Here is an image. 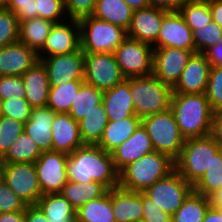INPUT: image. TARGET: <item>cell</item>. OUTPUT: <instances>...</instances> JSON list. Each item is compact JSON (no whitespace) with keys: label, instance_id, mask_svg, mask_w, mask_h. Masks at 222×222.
I'll return each mask as SVG.
<instances>
[{"label":"cell","instance_id":"cell-41","mask_svg":"<svg viewBox=\"0 0 222 222\" xmlns=\"http://www.w3.org/2000/svg\"><path fill=\"white\" fill-rule=\"evenodd\" d=\"M23 122L1 116L0 122V158L8 151L11 144L24 132Z\"/></svg>","mask_w":222,"mask_h":222},{"label":"cell","instance_id":"cell-14","mask_svg":"<svg viewBox=\"0 0 222 222\" xmlns=\"http://www.w3.org/2000/svg\"><path fill=\"white\" fill-rule=\"evenodd\" d=\"M193 54V51L181 48H153L152 75L173 88Z\"/></svg>","mask_w":222,"mask_h":222},{"label":"cell","instance_id":"cell-17","mask_svg":"<svg viewBox=\"0 0 222 222\" xmlns=\"http://www.w3.org/2000/svg\"><path fill=\"white\" fill-rule=\"evenodd\" d=\"M210 68V63L202 53H194L172 88L173 93L205 94Z\"/></svg>","mask_w":222,"mask_h":222},{"label":"cell","instance_id":"cell-20","mask_svg":"<svg viewBox=\"0 0 222 222\" xmlns=\"http://www.w3.org/2000/svg\"><path fill=\"white\" fill-rule=\"evenodd\" d=\"M52 151L71 154L84 145L78 122L68 113H55L52 124Z\"/></svg>","mask_w":222,"mask_h":222},{"label":"cell","instance_id":"cell-58","mask_svg":"<svg viewBox=\"0 0 222 222\" xmlns=\"http://www.w3.org/2000/svg\"><path fill=\"white\" fill-rule=\"evenodd\" d=\"M133 11L149 7L148 0H124Z\"/></svg>","mask_w":222,"mask_h":222},{"label":"cell","instance_id":"cell-22","mask_svg":"<svg viewBox=\"0 0 222 222\" xmlns=\"http://www.w3.org/2000/svg\"><path fill=\"white\" fill-rule=\"evenodd\" d=\"M55 112L49 107L32 108L29 120L24 124V133L38 146L41 152L52 151V124Z\"/></svg>","mask_w":222,"mask_h":222},{"label":"cell","instance_id":"cell-57","mask_svg":"<svg viewBox=\"0 0 222 222\" xmlns=\"http://www.w3.org/2000/svg\"><path fill=\"white\" fill-rule=\"evenodd\" d=\"M210 207H222V188L215 191L209 197Z\"/></svg>","mask_w":222,"mask_h":222},{"label":"cell","instance_id":"cell-39","mask_svg":"<svg viewBox=\"0 0 222 222\" xmlns=\"http://www.w3.org/2000/svg\"><path fill=\"white\" fill-rule=\"evenodd\" d=\"M19 25L13 11L0 8V48L18 42Z\"/></svg>","mask_w":222,"mask_h":222},{"label":"cell","instance_id":"cell-31","mask_svg":"<svg viewBox=\"0 0 222 222\" xmlns=\"http://www.w3.org/2000/svg\"><path fill=\"white\" fill-rule=\"evenodd\" d=\"M109 119L103 102L95 106L87 116L78 121L80 136L84 144L97 145Z\"/></svg>","mask_w":222,"mask_h":222},{"label":"cell","instance_id":"cell-13","mask_svg":"<svg viewBox=\"0 0 222 222\" xmlns=\"http://www.w3.org/2000/svg\"><path fill=\"white\" fill-rule=\"evenodd\" d=\"M39 60L45 66L50 86H59L69 81H84V52L81 48L75 52Z\"/></svg>","mask_w":222,"mask_h":222},{"label":"cell","instance_id":"cell-55","mask_svg":"<svg viewBox=\"0 0 222 222\" xmlns=\"http://www.w3.org/2000/svg\"><path fill=\"white\" fill-rule=\"evenodd\" d=\"M0 222H25V210L0 212Z\"/></svg>","mask_w":222,"mask_h":222},{"label":"cell","instance_id":"cell-42","mask_svg":"<svg viewBox=\"0 0 222 222\" xmlns=\"http://www.w3.org/2000/svg\"><path fill=\"white\" fill-rule=\"evenodd\" d=\"M36 17L61 23L69 18L64 0H36Z\"/></svg>","mask_w":222,"mask_h":222},{"label":"cell","instance_id":"cell-30","mask_svg":"<svg viewBox=\"0 0 222 222\" xmlns=\"http://www.w3.org/2000/svg\"><path fill=\"white\" fill-rule=\"evenodd\" d=\"M35 205L49 222H72L75 220L76 210L60 193L42 195Z\"/></svg>","mask_w":222,"mask_h":222},{"label":"cell","instance_id":"cell-25","mask_svg":"<svg viewBox=\"0 0 222 222\" xmlns=\"http://www.w3.org/2000/svg\"><path fill=\"white\" fill-rule=\"evenodd\" d=\"M25 99L32 108L46 107L49 94V79L43 63L37 61L22 76Z\"/></svg>","mask_w":222,"mask_h":222},{"label":"cell","instance_id":"cell-44","mask_svg":"<svg viewBox=\"0 0 222 222\" xmlns=\"http://www.w3.org/2000/svg\"><path fill=\"white\" fill-rule=\"evenodd\" d=\"M32 107L25 98H9L2 101V114L16 121L26 123L31 116Z\"/></svg>","mask_w":222,"mask_h":222},{"label":"cell","instance_id":"cell-49","mask_svg":"<svg viewBox=\"0 0 222 222\" xmlns=\"http://www.w3.org/2000/svg\"><path fill=\"white\" fill-rule=\"evenodd\" d=\"M7 9L21 21L36 17V0H8Z\"/></svg>","mask_w":222,"mask_h":222},{"label":"cell","instance_id":"cell-21","mask_svg":"<svg viewBox=\"0 0 222 222\" xmlns=\"http://www.w3.org/2000/svg\"><path fill=\"white\" fill-rule=\"evenodd\" d=\"M155 151L146 129L140 124L134 134L111 152L114 166L118 172L131 162Z\"/></svg>","mask_w":222,"mask_h":222},{"label":"cell","instance_id":"cell-27","mask_svg":"<svg viewBox=\"0 0 222 222\" xmlns=\"http://www.w3.org/2000/svg\"><path fill=\"white\" fill-rule=\"evenodd\" d=\"M55 22L40 17L21 21L19 25L18 42L34 49L37 53L43 48L46 38Z\"/></svg>","mask_w":222,"mask_h":222},{"label":"cell","instance_id":"cell-48","mask_svg":"<svg viewBox=\"0 0 222 222\" xmlns=\"http://www.w3.org/2000/svg\"><path fill=\"white\" fill-rule=\"evenodd\" d=\"M143 222H172V215L165 213L142 192Z\"/></svg>","mask_w":222,"mask_h":222},{"label":"cell","instance_id":"cell-6","mask_svg":"<svg viewBox=\"0 0 222 222\" xmlns=\"http://www.w3.org/2000/svg\"><path fill=\"white\" fill-rule=\"evenodd\" d=\"M80 48L84 53H113L128 37L124 28L94 16L78 20Z\"/></svg>","mask_w":222,"mask_h":222},{"label":"cell","instance_id":"cell-1","mask_svg":"<svg viewBox=\"0 0 222 222\" xmlns=\"http://www.w3.org/2000/svg\"><path fill=\"white\" fill-rule=\"evenodd\" d=\"M67 179L87 184L97 181L109 190L119 186V172L112 155L98 145L84 144L67 157Z\"/></svg>","mask_w":222,"mask_h":222},{"label":"cell","instance_id":"cell-11","mask_svg":"<svg viewBox=\"0 0 222 222\" xmlns=\"http://www.w3.org/2000/svg\"><path fill=\"white\" fill-rule=\"evenodd\" d=\"M1 178L28 206L35 205L42 197L34 163L2 164Z\"/></svg>","mask_w":222,"mask_h":222},{"label":"cell","instance_id":"cell-37","mask_svg":"<svg viewBox=\"0 0 222 222\" xmlns=\"http://www.w3.org/2000/svg\"><path fill=\"white\" fill-rule=\"evenodd\" d=\"M179 13L191 30L205 27L212 21L209 0L183 1Z\"/></svg>","mask_w":222,"mask_h":222},{"label":"cell","instance_id":"cell-12","mask_svg":"<svg viewBox=\"0 0 222 222\" xmlns=\"http://www.w3.org/2000/svg\"><path fill=\"white\" fill-rule=\"evenodd\" d=\"M67 157L62 152L46 151L34 163L42 195L60 193L67 183Z\"/></svg>","mask_w":222,"mask_h":222},{"label":"cell","instance_id":"cell-62","mask_svg":"<svg viewBox=\"0 0 222 222\" xmlns=\"http://www.w3.org/2000/svg\"><path fill=\"white\" fill-rule=\"evenodd\" d=\"M1 168H2V161L0 159V177H1Z\"/></svg>","mask_w":222,"mask_h":222},{"label":"cell","instance_id":"cell-46","mask_svg":"<svg viewBox=\"0 0 222 222\" xmlns=\"http://www.w3.org/2000/svg\"><path fill=\"white\" fill-rule=\"evenodd\" d=\"M0 97L25 98V88L21 76H0Z\"/></svg>","mask_w":222,"mask_h":222},{"label":"cell","instance_id":"cell-34","mask_svg":"<svg viewBox=\"0 0 222 222\" xmlns=\"http://www.w3.org/2000/svg\"><path fill=\"white\" fill-rule=\"evenodd\" d=\"M102 102L103 91L84 82L72 101L68 114L78 122Z\"/></svg>","mask_w":222,"mask_h":222},{"label":"cell","instance_id":"cell-43","mask_svg":"<svg viewBox=\"0 0 222 222\" xmlns=\"http://www.w3.org/2000/svg\"><path fill=\"white\" fill-rule=\"evenodd\" d=\"M205 95L213 112L222 110V66L210 68Z\"/></svg>","mask_w":222,"mask_h":222},{"label":"cell","instance_id":"cell-56","mask_svg":"<svg viewBox=\"0 0 222 222\" xmlns=\"http://www.w3.org/2000/svg\"><path fill=\"white\" fill-rule=\"evenodd\" d=\"M202 222H222V215L217 209L209 207Z\"/></svg>","mask_w":222,"mask_h":222},{"label":"cell","instance_id":"cell-60","mask_svg":"<svg viewBox=\"0 0 222 222\" xmlns=\"http://www.w3.org/2000/svg\"><path fill=\"white\" fill-rule=\"evenodd\" d=\"M2 99H1V97H0V116H1V114H2Z\"/></svg>","mask_w":222,"mask_h":222},{"label":"cell","instance_id":"cell-45","mask_svg":"<svg viewBox=\"0 0 222 222\" xmlns=\"http://www.w3.org/2000/svg\"><path fill=\"white\" fill-rule=\"evenodd\" d=\"M27 206L0 177V212L23 211Z\"/></svg>","mask_w":222,"mask_h":222},{"label":"cell","instance_id":"cell-9","mask_svg":"<svg viewBox=\"0 0 222 222\" xmlns=\"http://www.w3.org/2000/svg\"><path fill=\"white\" fill-rule=\"evenodd\" d=\"M192 191L193 186L174 170L164 179L146 188L143 193L165 213L173 216Z\"/></svg>","mask_w":222,"mask_h":222},{"label":"cell","instance_id":"cell-24","mask_svg":"<svg viewBox=\"0 0 222 222\" xmlns=\"http://www.w3.org/2000/svg\"><path fill=\"white\" fill-rule=\"evenodd\" d=\"M130 91V77L103 92V104L109 121H118L135 115Z\"/></svg>","mask_w":222,"mask_h":222},{"label":"cell","instance_id":"cell-29","mask_svg":"<svg viewBox=\"0 0 222 222\" xmlns=\"http://www.w3.org/2000/svg\"><path fill=\"white\" fill-rule=\"evenodd\" d=\"M132 14L133 10L124 0H97L92 16L128 30L131 25Z\"/></svg>","mask_w":222,"mask_h":222},{"label":"cell","instance_id":"cell-33","mask_svg":"<svg viewBox=\"0 0 222 222\" xmlns=\"http://www.w3.org/2000/svg\"><path fill=\"white\" fill-rule=\"evenodd\" d=\"M41 154L37 144L23 132L0 159L2 164L35 163Z\"/></svg>","mask_w":222,"mask_h":222},{"label":"cell","instance_id":"cell-47","mask_svg":"<svg viewBox=\"0 0 222 222\" xmlns=\"http://www.w3.org/2000/svg\"><path fill=\"white\" fill-rule=\"evenodd\" d=\"M65 10L69 19L79 20L93 15L97 0H64Z\"/></svg>","mask_w":222,"mask_h":222},{"label":"cell","instance_id":"cell-61","mask_svg":"<svg viewBox=\"0 0 222 222\" xmlns=\"http://www.w3.org/2000/svg\"><path fill=\"white\" fill-rule=\"evenodd\" d=\"M212 208L217 209L221 213V215H222V207H212Z\"/></svg>","mask_w":222,"mask_h":222},{"label":"cell","instance_id":"cell-50","mask_svg":"<svg viewBox=\"0 0 222 222\" xmlns=\"http://www.w3.org/2000/svg\"><path fill=\"white\" fill-rule=\"evenodd\" d=\"M202 54L207 58L211 67L222 66V38L217 44L209 47Z\"/></svg>","mask_w":222,"mask_h":222},{"label":"cell","instance_id":"cell-10","mask_svg":"<svg viewBox=\"0 0 222 222\" xmlns=\"http://www.w3.org/2000/svg\"><path fill=\"white\" fill-rule=\"evenodd\" d=\"M125 79L113 53H84L85 83L104 92Z\"/></svg>","mask_w":222,"mask_h":222},{"label":"cell","instance_id":"cell-7","mask_svg":"<svg viewBox=\"0 0 222 222\" xmlns=\"http://www.w3.org/2000/svg\"><path fill=\"white\" fill-rule=\"evenodd\" d=\"M155 151L167 154L174 161L179 157L185 138L181 135L171 109L141 118Z\"/></svg>","mask_w":222,"mask_h":222},{"label":"cell","instance_id":"cell-26","mask_svg":"<svg viewBox=\"0 0 222 222\" xmlns=\"http://www.w3.org/2000/svg\"><path fill=\"white\" fill-rule=\"evenodd\" d=\"M141 124L137 115L118 121H108L102 138L97 144L105 152H113L118 146L128 140Z\"/></svg>","mask_w":222,"mask_h":222},{"label":"cell","instance_id":"cell-23","mask_svg":"<svg viewBox=\"0 0 222 222\" xmlns=\"http://www.w3.org/2000/svg\"><path fill=\"white\" fill-rule=\"evenodd\" d=\"M110 200L116 222L142 221V192L128 191L118 186L110 189Z\"/></svg>","mask_w":222,"mask_h":222},{"label":"cell","instance_id":"cell-19","mask_svg":"<svg viewBox=\"0 0 222 222\" xmlns=\"http://www.w3.org/2000/svg\"><path fill=\"white\" fill-rule=\"evenodd\" d=\"M37 61L38 53L16 42L0 48V76H22Z\"/></svg>","mask_w":222,"mask_h":222},{"label":"cell","instance_id":"cell-54","mask_svg":"<svg viewBox=\"0 0 222 222\" xmlns=\"http://www.w3.org/2000/svg\"><path fill=\"white\" fill-rule=\"evenodd\" d=\"M212 20L222 28V0H209Z\"/></svg>","mask_w":222,"mask_h":222},{"label":"cell","instance_id":"cell-59","mask_svg":"<svg viewBox=\"0 0 222 222\" xmlns=\"http://www.w3.org/2000/svg\"><path fill=\"white\" fill-rule=\"evenodd\" d=\"M8 0H0V8H7Z\"/></svg>","mask_w":222,"mask_h":222},{"label":"cell","instance_id":"cell-52","mask_svg":"<svg viewBox=\"0 0 222 222\" xmlns=\"http://www.w3.org/2000/svg\"><path fill=\"white\" fill-rule=\"evenodd\" d=\"M222 146V110L213 112L210 134Z\"/></svg>","mask_w":222,"mask_h":222},{"label":"cell","instance_id":"cell-8","mask_svg":"<svg viewBox=\"0 0 222 222\" xmlns=\"http://www.w3.org/2000/svg\"><path fill=\"white\" fill-rule=\"evenodd\" d=\"M113 54L126 78L152 75V45L127 37Z\"/></svg>","mask_w":222,"mask_h":222},{"label":"cell","instance_id":"cell-35","mask_svg":"<svg viewBox=\"0 0 222 222\" xmlns=\"http://www.w3.org/2000/svg\"><path fill=\"white\" fill-rule=\"evenodd\" d=\"M209 207L208 197L192 191L172 216V222H202Z\"/></svg>","mask_w":222,"mask_h":222},{"label":"cell","instance_id":"cell-5","mask_svg":"<svg viewBox=\"0 0 222 222\" xmlns=\"http://www.w3.org/2000/svg\"><path fill=\"white\" fill-rule=\"evenodd\" d=\"M135 115L143 118L170 109L173 89L153 75L130 77Z\"/></svg>","mask_w":222,"mask_h":222},{"label":"cell","instance_id":"cell-32","mask_svg":"<svg viewBox=\"0 0 222 222\" xmlns=\"http://www.w3.org/2000/svg\"><path fill=\"white\" fill-rule=\"evenodd\" d=\"M78 222H116L110 200V190L101 198L90 200L75 213Z\"/></svg>","mask_w":222,"mask_h":222},{"label":"cell","instance_id":"cell-38","mask_svg":"<svg viewBox=\"0 0 222 222\" xmlns=\"http://www.w3.org/2000/svg\"><path fill=\"white\" fill-rule=\"evenodd\" d=\"M222 188V150L216 152L212 158V164L206 170L202 178L193 186V191L205 197H209L215 191Z\"/></svg>","mask_w":222,"mask_h":222},{"label":"cell","instance_id":"cell-16","mask_svg":"<svg viewBox=\"0 0 222 222\" xmlns=\"http://www.w3.org/2000/svg\"><path fill=\"white\" fill-rule=\"evenodd\" d=\"M174 47L196 53L192 30L179 12H169L162 21L160 32L153 48Z\"/></svg>","mask_w":222,"mask_h":222},{"label":"cell","instance_id":"cell-18","mask_svg":"<svg viewBox=\"0 0 222 222\" xmlns=\"http://www.w3.org/2000/svg\"><path fill=\"white\" fill-rule=\"evenodd\" d=\"M168 13L151 6L133 11L127 36L153 46L157 41L163 18Z\"/></svg>","mask_w":222,"mask_h":222},{"label":"cell","instance_id":"cell-53","mask_svg":"<svg viewBox=\"0 0 222 222\" xmlns=\"http://www.w3.org/2000/svg\"><path fill=\"white\" fill-rule=\"evenodd\" d=\"M25 222H49L47 217L36 205H29L25 209Z\"/></svg>","mask_w":222,"mask_h":222},{"label":"cell","instance_id":"cell-28","mask_svg":"<svg viewBox=\"0 0 222 222\" xmlns=\"http://www.w3.org/2000/svg\"><path fill=\"white\" fill-rule=\"evenodd\" d=\"M108 188L100 182L92 181L82 184L68 180L62 187L60 194L64 196L77 210L90 200L101 198L108 192Z\"/></svg>","mask_w":222,"mask_h":222},{"label":"cell","instance_id":"cell-51","mask_svg":"<svg viewBox=\"0 0 222 222\" xmlns=\"http://www.w3.org/2000/svg\"><path fill=\"white\" fill-rule=\"evenodd\" d=\"M149 6L168 12H179L182 0H148Z\"/></svg>","mask_w":222,"mask_h":222},{"label":"cell","instance_id":"cell-2","mask_svg":"<svg viewBox=\"0 0 222 222\" xmlns=\"http://www.w3.org/2000/svg\"><path fill=\"white\" fill-rule=\"evenodd\" d=\"M170 109L185 139L211 134L213 110L205 94L173 93Z\"/></svg>","mask_w":222,"mask_h":222},{"label":"cell","instance_id":"cell-3","mask_svg":"<svg viewBox=\"0 0 222 222\" xmlns=\"http://www.w3.org/2000/svg\"><path fill=\"white\" fill-rule=\"evenodd\" d=\"M174 170L173 159L167 154L153 151L131 162L119 172V187L128 191L143 192Z\"/></svg>","mask_w":222,"mask_h":222},{"label":"cell","instance_id":"cell-40","mask_svg":"<svg viewBox=\"0 0 222 222\" xmlns=\"http://www.w3.org/2000/svg\"><path fill=\"white\" fill-rule=\"evenodd\" d=\"M196 53H203L222 38V28L213 20L205 27L192 30Z\"/></svg>","mask_w":222,"mask_h":222},{"label":"cell","instance_id":"cell-4","mask_svg":"<svg viewBox=\"0 0 222 222\" xmlns=\"http://www.w3.org/2000/svg\"><path fill=\"white\" fill-rule=\"evenodd\" d=\"M221 145L211 136L185 139L179 157L174 161L175 170L192 186L212 164V158Z\"/></svg>","mask_w":222,"mask_h":222},{"label":"cell","instance_id":"cell-15","mask_svg":"<svg viewBox=\"0 0 222 222\" xmlns=\"http://www.w3.org/2000/svg\"><path fill=\"white\" fill-rule=\"evenodd\" d=\"M80 49V27L78 20L68 19L55 23L46 38L45 45L38 52V58L67 54Z\"/></svg>","mask_w":222,"mask_h":222},{"label":"cell","instance_id":"cell-36","mask_svg":"<svg viewBox=\"0 0 222 222\" xmlns=\"http://www.w3.org/2000/svg\"><path fill=\"white\" fill-rule=\"evenodd\" d=\"M84 81H69L59 86H50L47 107L55 113H69L72 101Z\"/></svg>","mask_w":222,"mask_h":222}]
</instances>
